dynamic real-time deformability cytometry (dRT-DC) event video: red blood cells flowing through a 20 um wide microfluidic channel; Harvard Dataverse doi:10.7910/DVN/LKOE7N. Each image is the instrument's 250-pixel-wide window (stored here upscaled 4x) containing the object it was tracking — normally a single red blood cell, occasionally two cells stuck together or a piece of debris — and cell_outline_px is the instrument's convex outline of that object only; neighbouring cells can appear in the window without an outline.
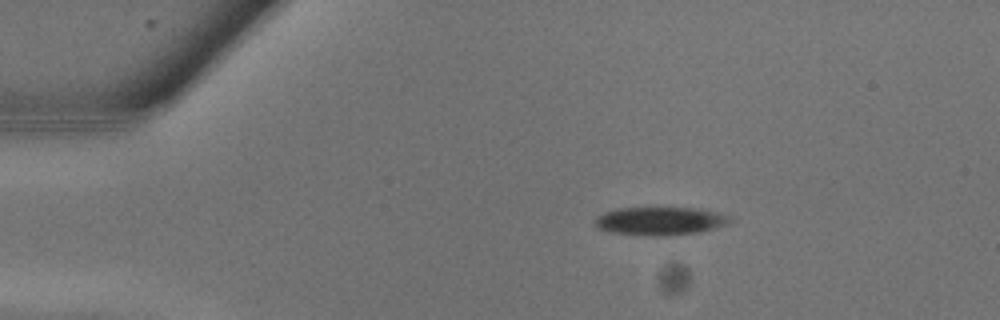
{"species": "common noctule bat (a hibernating species)", "species_latin": "Nyctalus noctula", "temperature_condition": "warm", "stored_images_in_passage": 6, "camera_frame_rate_fps": 3000, "um_per_image_px": 0.085, "animal": {"sex": "male", "body_mass_g": 13.3}, "frame": {"image": 1, "passage_image": 1, "time_ms": 0.0, "image_size_px": [1000, 320], "cell_outline_px": [[732, 220], [728, 224], [700, 232], [668, 236], [652, 236], [612, 232], [596, 228], [592, 224], [596, 216], [604, 212], [616, 208], [700, 208], [732, 216]], "centroid_in_image_um": [56.09, 18.78], "position_along_channel_um": 28.9, "area_um2": 22.48}}
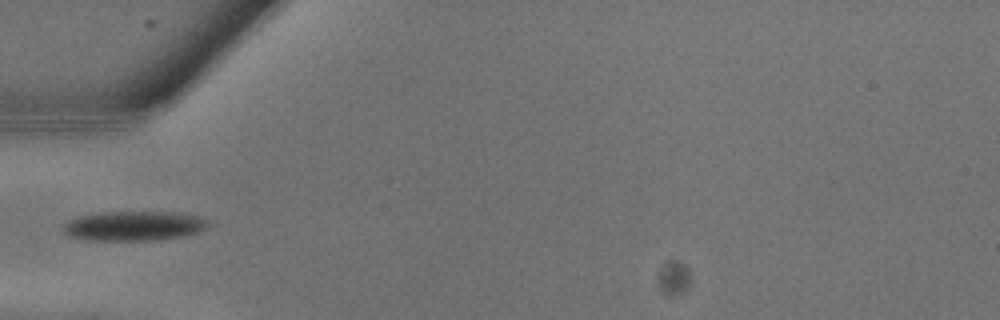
{"frame": {"image": 2, "passage_image": 5, "time_ms": 1.333, "image_size_px": [1000, 320], "cell_outline_px": [[208, 224], [200, 232], [184, 236], [164, 240], [80, 240], [68, 236], [64, 232], [64, 224], [76, 216], [96, 212], [176, 212], [196, 216], [204, 220]], "centroid_in_image_um": [11.32, 19.21], "position_along_channel_um": 73.7, "area_um2": 25.2}}